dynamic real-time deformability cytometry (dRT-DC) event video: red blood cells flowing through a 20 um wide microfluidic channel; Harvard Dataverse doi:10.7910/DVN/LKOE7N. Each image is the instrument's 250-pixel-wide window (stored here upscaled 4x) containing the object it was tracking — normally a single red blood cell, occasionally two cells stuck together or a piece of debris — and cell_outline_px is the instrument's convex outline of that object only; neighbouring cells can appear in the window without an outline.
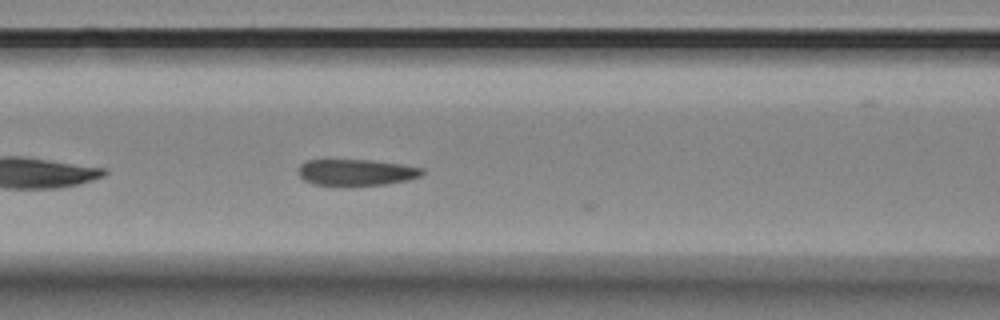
{"species": "Egyptian fruit bat (a non-hibernating species)", "species_latin": "Rousettus aegyptiacus", "temperature_condition": "room temperature", "stored_images_in_passage": 11, "camera_frame_rate_fps": 3000, "um_per_image_px": 0.085, "animal": {"sex": "female"}, "frame": {"image": 1, "passage_image": 9, "time_ms": 2.667, "image_size_px": [1000, 320], "cell_outline_px": [[424, 172], [420, 176], [408, 180], [384, 184], [316, 184], [304, 180], [296, 172], [300, 164], [308, 160], [368, 160], [400, 164], [424, 168]], "centroid_in_image_um": [30.27, 14.63], "position_along_channel_um": 136.3, "area_um2": 18.55}}